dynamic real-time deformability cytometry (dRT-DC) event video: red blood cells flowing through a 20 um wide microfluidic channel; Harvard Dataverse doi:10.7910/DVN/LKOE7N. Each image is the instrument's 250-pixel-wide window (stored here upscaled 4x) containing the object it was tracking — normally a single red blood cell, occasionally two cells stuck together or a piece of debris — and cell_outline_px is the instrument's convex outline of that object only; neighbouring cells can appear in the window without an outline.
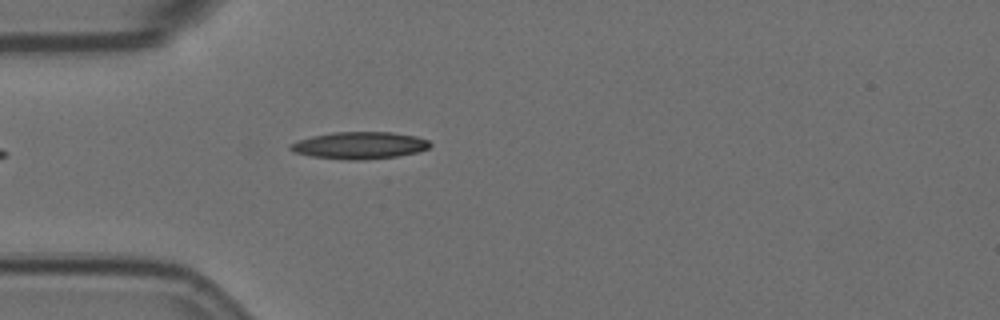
{"species": "Egyptian fruit bat (a non-hibernating species)", "species_latin": "Rousettus aegyptiacus", "temperature_condition": "room temperature", "stored_images_in_passage": 1, "camera_frame_rate_fps": 3000, "um_per_image_px": 0.085, "animal": {"sex": "female"}, "frame": {"image": 1, "passage_image": 1, "time_ms": 0.0, "image_size_px": [1000, 320], "cell_outline_px": [[432, 144], [428, 148], [416, 152], [396, 156], [364, 160], [348, 160], [312, 156], [292, 152], [288, 148], [292, 144], [300, 140], [312, 136], [332, 132], [392, 132], [416, 136], [428, 140]], "centroid_in_image_um": [30.57, 12.35], "position_along_channel_um": 54.4, "area_um2": 21.91}}